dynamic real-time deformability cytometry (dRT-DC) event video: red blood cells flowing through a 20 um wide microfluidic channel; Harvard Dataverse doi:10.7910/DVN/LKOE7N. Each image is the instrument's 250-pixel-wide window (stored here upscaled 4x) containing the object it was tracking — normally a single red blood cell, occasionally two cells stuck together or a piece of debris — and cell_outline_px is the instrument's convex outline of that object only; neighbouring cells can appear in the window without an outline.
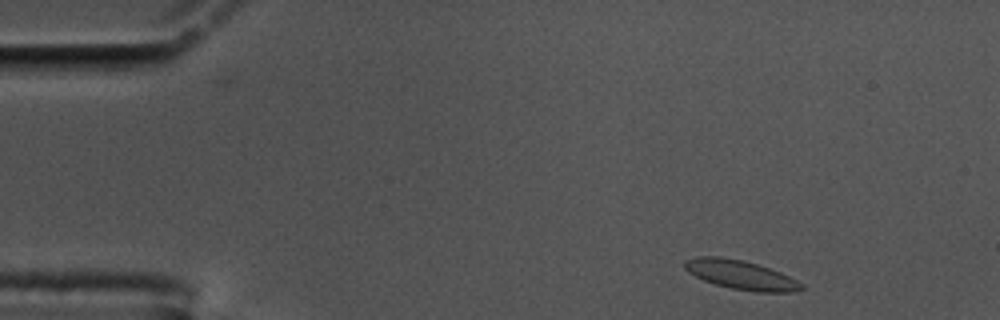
{"species": "common noctule bat (a hibernating species)", "species_latin": "Nyctalus noctula", "temperature_condition": "cold", "stored_images_in_passage": 52, "camera_frame_rate_fps": 3000, "um_per_image_px": 0.085, "animal": {"sex": "male", "body_mass_g": 17.5, "forearm_length_mm": 52.3}, "frame": {"image": 1, "passage_image": 2, "time_ms": 0.333, "image_size_px": [1000, 320], "cell_outline_px": [[804, 288], [796, 292], [760, 292], [732, 288], [716, 284], [704, 280], [688, 272], [684, 268], [684, 260], [696, 256], [720, 256], [744, 260], [780, 272], [804, 284]], "centroid_in_image_um": [62.96, 23.35], "position_along_channel_um": 22.0, "area_um2": 19.71}}
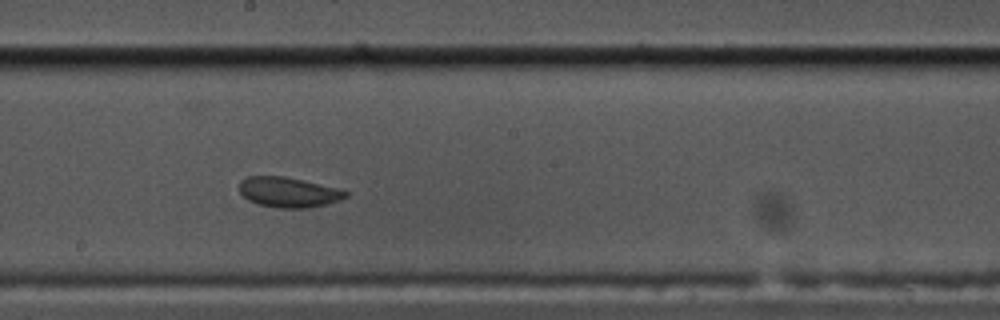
{"frame": {"image": 2, "passage_image": 26, "time_ms": 8.333, "image_size_px": [1000, 320], "cell_outline_px": [[348, 196], [328, 204], [308, 208], [276, 208], [256, 204], [248, 200], [240, 192], [240, 180], [244, 176], [284, 176], [340, 188], [348, 192]], "centroid_in_image_um": [24.51, 16.34], "position_along_channel_um": 223.7, "area_um2": 18.9}}
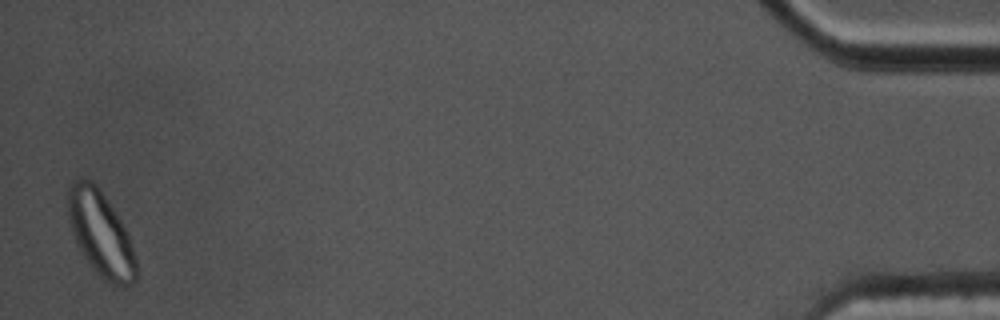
{"frame": {"image": 3, "passage_image": 51, "time_ms": 16.667, "image_size_px": [1000, 320], "cell_outline_px": [[136, 280], [132, 284], [124, 288], [112, 284], [104, 280], [88, 264], [80, 252], [76, 244], [68, 220], [68, 188], [72, 180], [88, 180], [104, 196], [120, 220], [128, 236], [136, 260]], "centroid_in_image_um": [8.54, 19.95], "position_along_channel_um": 426.7, "area_um2": 33.29}, "authors_computed_cell_mechanics": {"area_um2": 19.1896, "velocity_mm_per_s": 3.5117, "shape_relaxation_time_tau1_ms": 7.691, "shape_relaxation_time_tau2_ms": null, "deformation_change_tau1": 0.1687, "deformation_change_tau2": null}}